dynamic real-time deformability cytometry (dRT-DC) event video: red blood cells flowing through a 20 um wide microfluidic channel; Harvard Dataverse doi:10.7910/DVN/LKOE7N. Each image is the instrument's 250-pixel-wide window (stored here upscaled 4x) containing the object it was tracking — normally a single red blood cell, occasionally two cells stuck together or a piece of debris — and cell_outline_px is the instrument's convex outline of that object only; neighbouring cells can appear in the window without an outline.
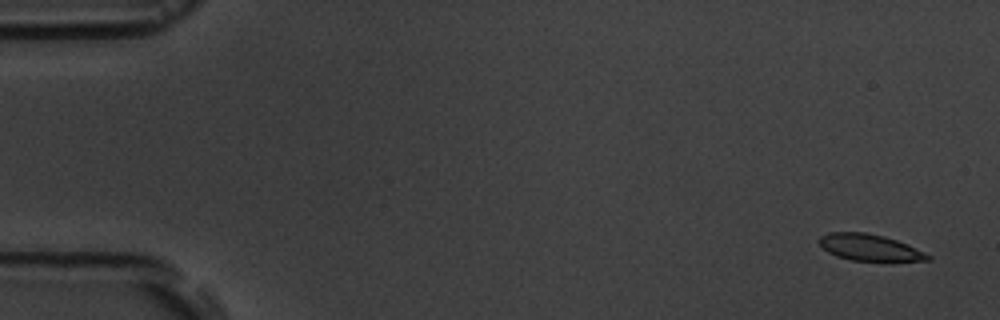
{"species": "common noctule bat (a hibernating species)", "species_latin": "Nyctalus noctula", "temperature_condition": "room temperature", "stored_images_in_passage": 5, "camera_frame_rate_fps": 3000, "um_per_image_px": 0.085, "animal": {"sex": "male", "body_mass_g": 19.5, "forearm_length_mm": 54.6}, "frame": {"image": 1, "passage_image": 1, "time_ms": 0.0, "image_size_px": [1000, 320], "cell_outline_px": [[932, 260], [892, 264], [852, 260], [836, 256], [828, 252], [816, 240], [820, 236], [828, 232], [864, 232], [884, 236], [908, 244], [932, 256]], "centroid_in_image_um": [74.01, 21.09], "position_along_channel_um": 11.0, "area_um2": 17.74}}
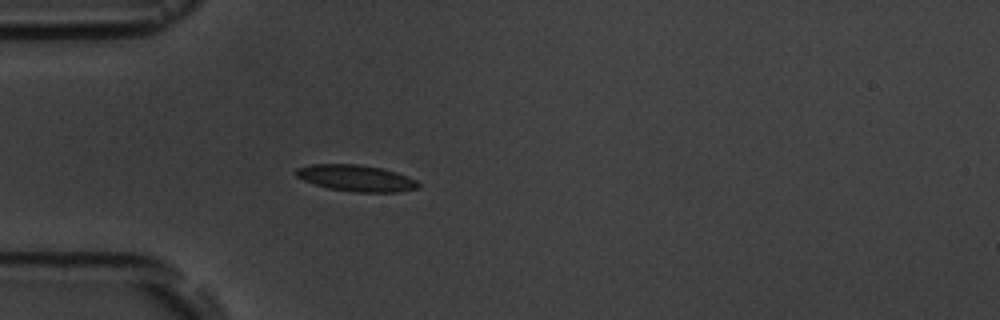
{"frame": {"image": 2, "passage_image": 5, "time_ms": 4.667, "image_size_px": [1000, 320], "cell_outline_px": [[420, 188], [396, 192], [356, 192], [328, 188], [304, 180], [296, 176], [292, 172], [296, 168], [312, 164], [360, 164], [380, 168], [396, 172], [416, 180], [420, 184]], "centroid_in_image_um": [30.25, 15.13], "position_along_channel_um": 54.7, "area_um2": 18.79}}